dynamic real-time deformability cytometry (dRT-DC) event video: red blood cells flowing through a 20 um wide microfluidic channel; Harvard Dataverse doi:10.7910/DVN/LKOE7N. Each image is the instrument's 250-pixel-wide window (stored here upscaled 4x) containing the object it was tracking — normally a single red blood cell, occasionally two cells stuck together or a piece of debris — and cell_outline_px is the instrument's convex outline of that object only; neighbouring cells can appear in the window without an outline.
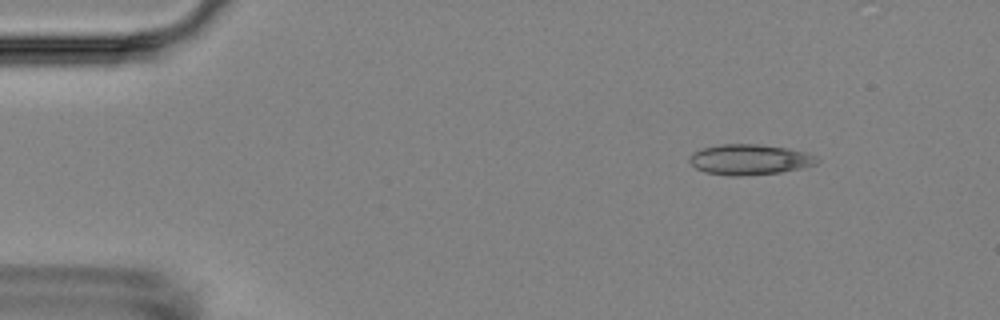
{"species": "Egyptian fruit bat (a non-hibernating species)", "species_latin": "Rousettus aegyptiacus", "temperature_condition": "room temperature", "stored_images_in_passage": 5, "camera_frame_rate_fps": 3000, "um_per_image_px": 0.085, "animal": {"sex": "female"}, "frame": {"image": 1, "passage_image": 2, "time_ms": 1.333, "image_size_px": [1000, 320], "cell_outline_px": [[820, 160], [816, 164], [800, 168], [780, 172], [740, 176], [732, 176], [704, 172], [696, 168], [688, 160], [696, 152], [704, 148], [720, 144], [760, 144], [788, 148], [808, 152], [816, 156]], "centroid_in_image_um": [63.77, 13.56], "position_along_channel_um": 21.2, "area_um2": 22.54}}